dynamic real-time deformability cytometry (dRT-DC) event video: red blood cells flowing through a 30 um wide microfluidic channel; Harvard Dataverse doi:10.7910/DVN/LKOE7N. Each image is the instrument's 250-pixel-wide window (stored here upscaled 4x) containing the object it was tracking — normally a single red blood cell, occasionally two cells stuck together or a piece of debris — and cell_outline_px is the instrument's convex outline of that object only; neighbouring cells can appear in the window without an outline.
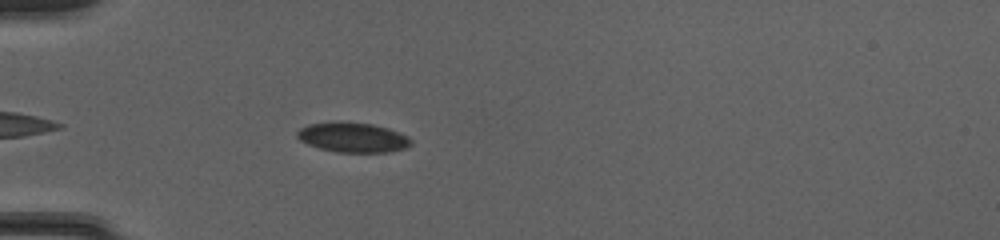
{"species": "common noctule bat (a hibernating species)", "species_latin": "Nyctalus noctula", "temperature_condition": "cold", "stored_images_in_passage": 41, "camera_frame_rate_fps": 3000, "um_per_image_px": 0.085, "animal": {"sex": "female", "body_mass_g": 20.0, "forearm_length_mm": 54.0}, "frame": {"image": 1, "passage_image": 4, "time_ms": 1.0, "image_size_px": [1000, 240], "cell_outline_px": [[412, 144], [404, 148], [388, 152], [336, 152], [320, 148], [308, 144], [300, 140], [296, 136], [296, 132], [300, 128], [308, 124], [372, 124], [388, 128], [408, 136], [412, 140]], "centroid_in_image_um": [30.02, 11.72], "position_along_channel_um": 55.0, "area_um2": 19.07}}
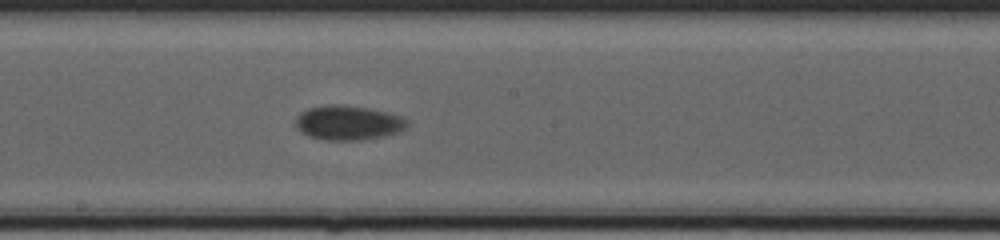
{"frame": {"image": 2, "passage_image": 18, "time_ms": 5.667, "image_size_px": [1000, 240], "cell_outline_px": [[408, 124], [404, 128], [396, 132], [384, 136], [360, 140], [324, 140], [308, 136], [296, 124], [296, 116], [300, 112], [308, 108], [328, 104], [340, 104], [368, 108], [388, 112], [400, 116], [408, 120]], "centroid_in_image_um": [29.59, 10.42], "position_along_channel_um": 218.6, "area_um2": 22.31}}
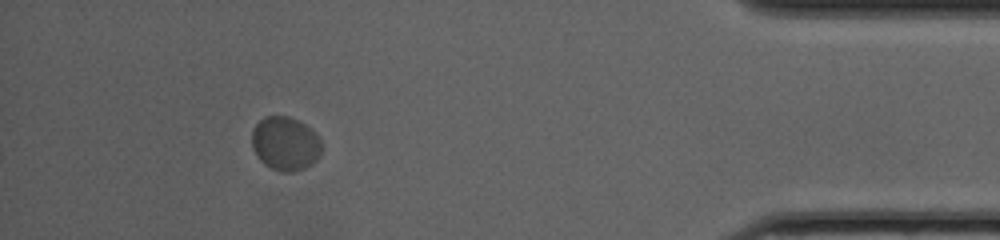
{"frame": {"image": 3, "passage_image": 37, "time_ms": 12.0, "image_size_px": [1000, 240], "cell_outline_px": [[320, 156], [312, 164], [304, 168], [292, 172], [280, 172], [264, 164], [256, 156], [252, 148], [252, 128], [264, 116], [288, 116], [304, 124], [316, 132], [320, 140]], "centroid_in_image_um": [24.23, 12.21], "position_along_channel_um": 411.0, "area_um2": 21.96}}